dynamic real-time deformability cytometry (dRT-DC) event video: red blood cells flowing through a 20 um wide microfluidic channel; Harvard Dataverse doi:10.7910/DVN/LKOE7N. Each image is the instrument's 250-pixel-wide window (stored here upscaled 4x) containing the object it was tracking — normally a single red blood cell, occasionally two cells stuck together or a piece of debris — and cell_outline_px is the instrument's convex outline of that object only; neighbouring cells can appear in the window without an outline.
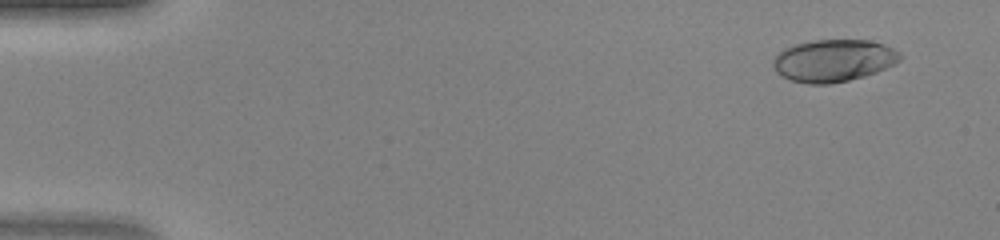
{"species": "human", "species_latin": "Homo sapiens", "temperature_condition": "warm", "stored_images_in_passage": 48, "camera_frame_rate_fps": 3000, "um_per_image_px": 0.085, "donor": {"sex": "female"}, "frame": {"image": 1, "passage_image": 4, "time_ms": 1.0, "image_size_px": [1000, 240], "cell_outline_px": [[900, 60], [876, 72], [864, 76], [848, 80], [828, 84], [808, 84], [792, 80], [776, 72], [772, 64], [772, 60], [784, 48], [796, 44], [816, 40], [868, 40], [884, 44], [900, 52]], "centroid_in_image_um": [70.83, 5.14], "position_along_channel_um": 14.2, "area_um2": 30.92}}
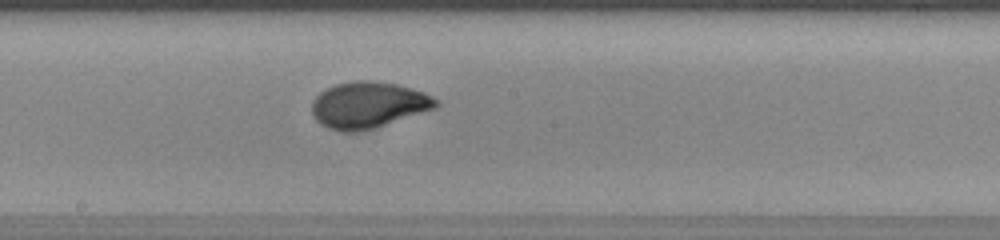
{"frame": {"image": 2, "passage_image": 27, "time_ms": 8.667, "image_size_px": [1000, 240], "cell_outline_px": [[440, 104], [436, 108], [372, 128], [352, 132], [340, 132], [328, 128], [320, 124], [312, 116], [312, 100], [324, 88], [336, 84], [356, 80], [372, 80], [396, 84], [424, 92], [440, 100]], "centroid_in_image_um": [31.28, 8.91], "position_along_channel_um": 216.9, "area_um2": 33.52}}
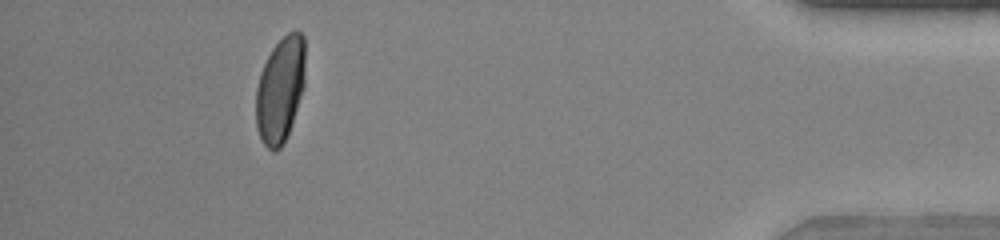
{"frame": {"image": 3, "passage_image": 44, "time_ms": 14.333, "image_size_px": [1000, 240], "cell_outline_px": [[304, 88], [292, 124], [280, 148], [276, 152], [272, 152], [264, 144], [256, 128], [256, 88], [260, 72], [272, 48], [288, 32], [296, 28], [304, 36]], "centroid_in_image_um": [23.82, 7.61], "position_along_channel_um": 411.4, "area_um2": 30.4}}